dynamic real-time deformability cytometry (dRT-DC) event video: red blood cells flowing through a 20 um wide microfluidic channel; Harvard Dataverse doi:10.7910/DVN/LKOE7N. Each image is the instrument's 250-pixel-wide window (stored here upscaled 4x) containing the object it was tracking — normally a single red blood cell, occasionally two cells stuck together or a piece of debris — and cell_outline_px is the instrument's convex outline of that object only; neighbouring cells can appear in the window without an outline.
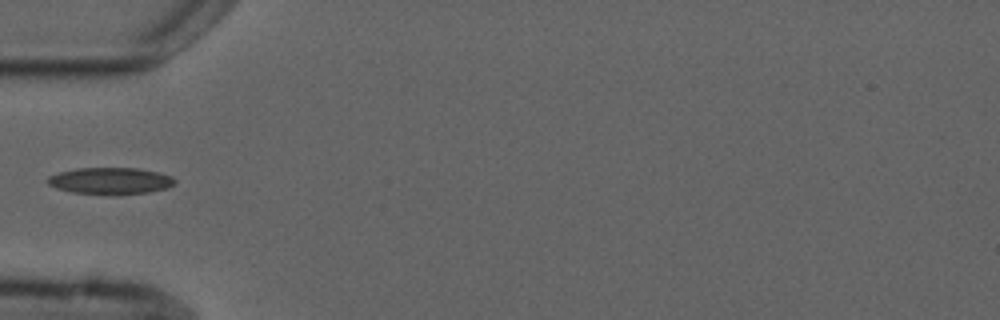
{"species": "common noctule bat (a hibernating species)", "species_latin": "Nyctalus noctula", "temperature_condition": "cold", "stored_images_in_passage": 6, "camera_frame_rate_fps": 3000, "um_per_image_px": 0.085, "animal": {"sex": "male", "forearm_length_mm": 52.5}, "frame": {"image": 1, "passage_image": 5, "time_ms": 4.667, "image_size_px": [1000, 320], "cell_outline_px": [[176, 184], [168, 188], [148, 192], [116, 196], [108, 196], [72, 192], [56, 188], [48, 184], [44, 180], [48, 176], [60, 172], [76, 168], [136, 168], [156, 172], [172, 176], [176, 180]], "centroid_in_image_um": [9.37, 15.4], "position_along_channel_um": 75.6, "area_um2": 20.29}}
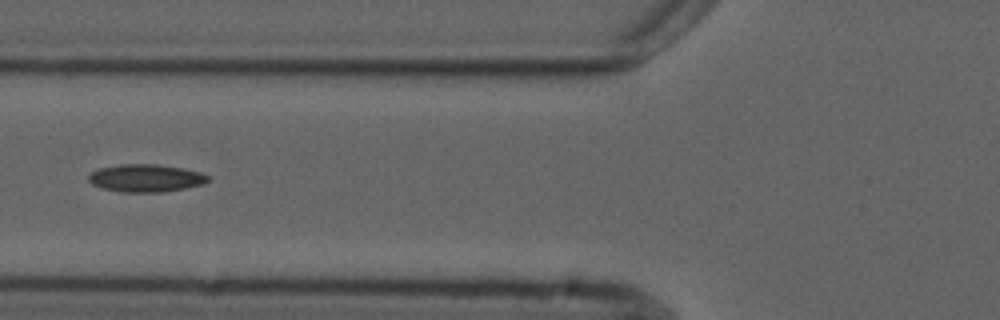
{"frame": {"image": 2, "passage_image": 6, "time_ms": 5.667, "image_size_px": [1000, 320], "cell_outline_px": [[208, 180], [204, 184], [164, 192], [124, 192], [104, 188], [92, 184], [88, 180], [88, 176], [96, 168], [120, 164], [156, 164], [184, 168], [200, 172], [208, 176]], "centroid_in_image_um": [12.38, 15.13], "position_along_channel_um": 113.4, "area_um2": 19.25}}